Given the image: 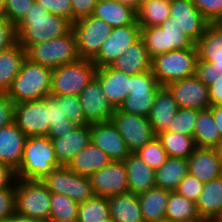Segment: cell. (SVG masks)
Listing matches in <instances>:
<instances>
[{"mask_svg":"<svg viewBox=\"0 0 222 222\" xmlns=\"http://www.w3.org/2000/svg\"><path fill=\"white\" fill-rule=\"evenodd\" d=\"M72 25L65 17L49 13L44 6L34 2L16 25L17 43L26 51L32 45L68 34Z\"/></svg>","mask_w":222,"mask_h":222,"instance_id":"6da1fadb","label":"cell"},{"mask_svg":"<svg viewBox=\"0 0 222 222\" xmlns=\"http://www.w3.org/2000/svg\"><path fill=\"white\" fill-rule=\"evenodd\" d=\"M52 69L28 59L6 92L14 104L42 100L50 96Z\"/></svg>","mask_w":222,"mask_h":222,"instance_id":"7a4b0ae2","label":"cell"},{"mask_svg":"<svg viewBox=\"0 0 222 222\" xmlns=\"http://www.w3.org/2000/svg\"><path fill=\"white\" fill-rule=\"evenodd\" d=\"M60 166L51 139L42 135L30 136L25 141L21 164L15 171V178L41 180Z\"/></svg>","mask_w":222,"mask_h":222,"instance_id":"3957f363","label":"cell"},{"mask_svg":"<svg viewBox=\"0 0 222 222\" xmlns=\"http://www.w3.org/2000/svg\"><path fill=\"white\" fill-rule=\"evenodd\" d=\"M196 47L171 50L152 58L151 71L157 82L165 87L175 81L196 75Z\"/></svg>","mask_w":222,"mask_h":222,"instance_id":"277c9868","label":"cell"},{"mask_svg":"<svg viewBox=\"0 0 222 222\" xmlns=\"http://www.w3.org/2000/svg\"><path fill=\"white\" fill-rule=\"evenodd\" d=\"M16 213L27 218L48 222L51 193L41 180L15 179Z\"/></svg>","mask_w":222,"mask_h":222,"instance_id":"5b68a950","label":"cell"},{"mask_svg":"<svg viewBox=\"0 0 222 222\" xmlns=\"http://www.w3.org/2000/svg\"><path fill=\"white\" fill-rule=\"evenodd\" d=\"M141 38L151 59L171 50L196 47L195 42L169 16L160 26L141 29Z\"/></svg>","mask_w":222,"mask_h":222,"instance_id":"8992f818","label":"cell"},{"mask_svg":"<svg viewBox=\"0 0 222 222\" xmlns=\"http://www.w3.org/2000/svg\"><path fill=\"white\" fill-rule=\"evenodd\" d=\"M26 57L51 69L78 61L80 57L73 30L64 36L30 46Z\"/></svg>","mask_w":222,"mask_h":222,"instance_id":"52a82bcc","label":"cell"},{"mask_svg":"<svg viewBox=\"0 0 222 222\" xmlns=\"http://www.w3.org/2000/svg\"><path fill=\"white\" fill-rule=\"evenodd\" d=\"M96 65L87 59L52 69L50 95H79L94 79Z\"/></svg>","mask_w":222,"mask_h":222,"instance_id":"ba28073f","label":"cell"},{"mask_svg":"<svg viewBox=\"0 0 222 222\" xmlns=\"http://www.w3.org/2000/svg\"><path fill=\"white\" fill-rule=\"evenodd\" d=\"M72 30L80 59L92 61L111 34L112 27L102 19L90 15L75 21Z\"/></svg>","mask_w":222,"mask_h":222,"instance_id":"9c48e42d","label":"cell"},{"mask_svg":"<svg viewBox=\"0 0 222 222\" xmlns=\"http://www.w3.org/2000/svg\"><path fill=\"white\" fill-rule=\"evenodd\" d=\"M161 87L152 71L131 75L130 93L118 109L124 113L148 117Z\"/></svg>","mask_w":222,"mask_h":222,"instance_id":"30bf717a","label":"cell"},{"mask_svg":"<svg viewBox=\"0 0 222 222\" xmlns=\"http://www.w3.org/2000/svg\"><path fill=\"white\" fill-rule=\"evenodd\" d=\"M112 123L120 132L131 153H135L156 137L149 118L145 116L124 113L116 108Z\"/></svg>","mask_w":222,"mask_h":222,"instance_id":"8fae6325","label":"cell"},{"mask_svg":"<svg viewBox=\"0 0 222 222\" xmlns=\"http://www.w3.org/2000/svg\"><path fill=\"white\" fill-rule=\"evenodd\" d=\"M14 123L30 136H47L50 128L48 97L15 104Z\"/></svg>","mask_w":222,"mask_h":222,"instance_id":"7c38bea8","label":"cell"},{"mask_svg":"<svg viewBox=\"0 0 222 222\" xmlns=\"http://www.w3.org/2000/svg\"><path fill=\"white\" fill-rule=\"evenodd\" d=\"M141 37L138 22L122 27L112 28L109 37L104 41L98 55L92 60L97 68L110 66L123 51Z\"/></svg>","mask_w":222,"mask_h":222,"instance_id":"4fadbf2b","label":"cell"},{"mask_svg":"<svg viewBox=\"0 0 222 222\" xmlns=\"http://www.w3.org/2000/svg\"><path fill=\"white\" fill-rule=\"evenodd\" d=\"M172 94L178 108L209 109L212 105L209 88L194 75L165 86Z\"/></svg>","mask_w":222,"mask_h":222,"instance_id":"5bb4252c","label":"cell"},{"mask_svg":"<svg viewBox=\"0 0 222 222\" xmlns=\"http://www.w3.org/2000/svg\"><path fill=\"white\" fill-rule=\"evenodd\" d=\"M78 96L88 124L112 121L115 108L108 101L100 82L95 77Z\"/></svg>","mask_w":222,"mask_h":222,"instance_id":"9a60e30c","label":"cell"},{"mask_svg":"<svg viewBox=\"0 0 222 222\" xmlns=\"http://www.w3.org/2000/svg\"><path fill=\"white\" fill-rule=\"evenodd\" d=\"M95 196L109 198L128 192L127 170L124 161H112L90 177Z\"/></svg>","mask_w":222,"mask_h":222,"instance_id":"2e32d148","label":"cell"},{"mask_svg":"<svg viewBox=\"0 0 222 222\" xmlns=\"http://www.w3.org/2000/svg\"><path fill=\"white\" fill-rule=\"evenodd\" d=\"M170 16L195 43L210 24L190 0H170Z\"/></svg>","mask_w":222,"mask_h":222,"instance_id":"e0dca14e","label":"cell"},{"mask_svg":"<svg viewBox=\"0 0 222 222\" xmlns=\"http://www.w3.org/2000/svg\"><path fill=\"white\" fill-rule=\"evenodd\" d=\"M91 142L102 149L112 161H125L131 153L112 121L91 124Z\"/></svg>","mask_w":222,"mask_h":222,"instance_id":"ac0fdd59","label":"cell"},{"mask_svg":"<svg viewBox=\"0 0 222 222\" xmlns=\"http://www.w3.org/2000/svg\"><path fill=\"white\" fill-rule=\"evenodd\" d=\"M95 78L100 82L108 101L115 109L119 108L130 93L131 75L106 66L97 68Z\"/></svg>","mask_w":222,"mask_h":222,"instance_id":"d6986e66","label":"cell"},{"mask_svg":"<svg viewBox=\"0 0 222 222\" xmlns=\"http://www.w3.org/2000/svg\"><path fill=\"white\" fill-rule=\"evenodd\" d=\"M58 163L67 166L91 142V125H78L71 133L51 140Z\"/></svg>","mask_w":222,"mask_h":222,"instance_id":"ffe728a7","label":"cell"},{"mask_svg":"<svg viewBox=\"0 0 222 222\" xmlns=\"http://www.w3.org/2000/svg\"><path fill=\"white\" fill-rule=\"evenodd\" d=\"M187 160L188 173L203 183L222 176V164L215 148L196 147Z\"/></svg>","mask_w":222,"mask_h":222,"instance_id":"44dd1931","label":"cell"},{"mask_svg":"<svg viewBox=\"0 0 222 222\" xmlns=\"http://www.w3.org/2000/svg\"><path fill=\"white\" fill-rule=\"evenodd\" d=\"M27 136L15 124L0 128V162L16 171L21 164Z\"/></svg>","mask_w":222,"mask_h":222,"instance_id":"7402d4cb","label":"cell"},{"mask_svg":"<svg viewBox=\"0 0 222 222\" xmlns=\"http://www.w3.org/2000/svg\"><path fill=\"white\" fill-rule=\"evenodd\" d=\"M152 59L143 39L140 37L110 65L113 69L128 75H138L151 71Z\"/></svg>","mask_w":222,"mask_h":222,"instance_id":"603a6c76","label":"cell"},{"mask_svg":"<svg viewBox=\"0 0 222 222\" xmlns=\"http://www.w3.org/2000/svg\"><path fill=\"white\" fill-rule=\"evenodd\" d=\"M178 106L166 87L156 93L154 103L148 116L155 135L167 131L176 115Z\"/></svg>","mask_w":222,"mask_h":222,"instance_id":"cb8c5ba5","label":"cell"},{"mask_svg":"<svg viewBox=\"0 0 222 222\" xmlns=\"http://www.w3.org/2000/svg\"><path fill=\"white\" fill-rule=\"evenodd\" d=\"M127 170L128 192L140 195L155 187V171L135 153L124 161Z\"/></svg>","mask_w":222,"mask_h":222,"instance_id":"d4e9b609","label":"cell"},{"mask_svg":"<svg viewBox=\"0 0 222 222\" xmlns=\"http://www.w3.org/2000/svg\"><path fill=\"white\" fill-rule=\"evenodd\" d=\"M111 222H144L138 195L131 192L108 198Z\"/></svg>","mask_w":222,"mask_h":222,"instance_id":"484cf974","label":"cell"},{"mask_svg":"<svg viewBox=\"0 0 222 222\" xmlns=\"http://www.w3.org/2000/svg\"><path fill=\"white\" fill-rule=\"evenodd\" d=\"M93 15L112 28L134 24L137 21V11L118 0L98 1Z\"/></svg>","mask_w":222,"mask_h":222,"instance_id":"4316f807","label":"cell"},{"mask_svg":"<svg viewBox=\"0 0 222 222\" xmlns=\"http://www.w3.org/2000/svg\"><path fill=\"white\" fill-rule=\"evenodd\" d=\"M112 160L92 142L75 155L67 167L76 174L90 177L94 172L109 165Z\"/></svg>","mask_w":222,"mask_h":222,"instance_id":"83f0119b","label":"cell"},{"mask_svg":"<svg viewBox=\"0 0 222 222\" xmlns=\"http://www.w3.org/2000/svg\"><path fill=\"white\" fill-rule=\"evenodd\" d=\"M196 209L203 222L222 214V176L204 183Z\"/></svg>","mask_w":222,"mask_h":222,"instance_id":"f1b7e54d","label":"cell"},{"mask_svg":"<svg viewBox=\"0 0 222 222\" xmlns=\"http://www.w3.org/2000/svg\"><path fill=\"white\" fill-rule=\"evenodd\" d=\"M195 46L198 61L222 64V27L217 23H210Z\"/></svg>","mask_w":222,"mask_h":222,"instance_id":"f546056e","label":"cell"},{"mask_svg":"<svg viewBox=\"0 0 222 222\" xmlns=\"http://www.w3.org/2000/svg\"><path fill=\"white\" fill-rule=\"evenodd\" d=\"M170 192L155 186L138 195L144 222H157L166 219L165 213Z\"/></svg>","mask_w":222,"mask_h":222,"instance_id":"4dcf8cb0","label":"cell"},{"mask_svg":"<svg viewBox=\"0 0 222 222\" xmlns=\"http://www.w3.org/2000/svg\"><path fill=\"white\" fill-rule=\"evenodd\" d=\"M26 51L18 43L0 52V93H6L21 69Z\"/></svg>","mask_w":222,"mask_h":222,"instance_id":"1f68e13d","label":"cell"},{"mask_svg":"<svg viewBox=\"0 0 222 222\" xmlns=\"http://www.w3.org/2000/svg\"><path fill=\"white\" fill-rule=\"evenodd\" d=\"M187 174V159L169 157L160 168L155 170V186L169 191H175Z\"/></svg>","mask_w":222,"mask_h":222,"instance_id":"d6a6232c","label":"cell"},{"mask_svg":"<svg viewBox=\"0 0 222 222\" xmlns=\"http://www.w3.org/2000/svg\"><path fill=\"white\" fill-rule=\"evenodd\" d=\"M193 139L196 147L202 148H215L221 140L210 109L200 110L198 112V118L193 131Z\"/></svg>","mask_w":222,"mask_h":222,"instance_id":"836d02e7","label":"cell"},{"mask_svg":"<svg viewBox=\"0 0 222 222\" xmlns=\"http://www.w3.org/2000/svg\"><path fill=\"white\" fill-rule=\"evenodd\" d=\"M165 217L173 222H203L198 215L196 203L175 191L170 192Z\"/></svg>","mask_w":222,"mask_h":222,"instance_id":"e575fe53","label":"cell"},{"mask_svg":"<svg viewBox=\"0 0 222 222\" xmlns=\"http://www.w3.org/2000/svg\"><path fill=\"white\" fill-rule=\"evenodd\" d=\"M156 137L168 157L188 159L196 148L193 136L164 131Z\"/></svg>","mask_w":222,"mask_h":222,"instance_id":"d590c367","label":"cell"},{"mask_svg":"<svg viewBox=\"0 0 222 222\" xmlns=\"http://www.w3.org/2000/svg\"><path fill=\"white\" fill-rule=\"evenodd\" d=\"M170 16V0H154L142 3L137 11L140 28L160 26Z\"/></svg>","mask_w":222,"mask_h":222,"instance_id":"8d00e7d4","label":"cell"},{"mask_svg":"<svg viewBox=\"0 0 222 222\" xmlns=\"http://www.w3.org/2000/svg\"><path fill=\"white\" fill-rule=\"evenodd\" d=\"M77 220L79 222H111L108 198L94 196L79 203Z\"/></svg>","mask_w":222,"mask_h":222,"instance_id":"74e56055","label":"cell"},{"mask_svg":"<svg viewBox=\"0 0 222 222\" xmlns=\"http://www.w3.org/2000/svg\"><path fill=\"white\" fill-rule=\"evenodd\" d=\"M79 203L65 195L51 194L49 220H76Z\"/></svg>","mask_w":222,"mask_h":222,"instance_id":"f35d334b","label":"cell"},{"mask_svg":"<svg viewBox=\"0 0 222 222\" xmlns=\"http://www.w3.org/2000/svg\"><path fill=\"white\" fill-rule=\"evenodd\" d=\"M49 192L65 195L69 198L70 169L67 166L57 167L41 179Z\"/></svg>","mask_w":222,"mask_h":222,"instance_id":"ab89813d","label":"cell"},{"mask_svg":"<svg viewBox=\"0 0 222 222\" xmlns=\"http://www.w3.org/2000/svg\"><path fill=\"white\" fill-rule=\"evenodd\" d=\"M135 154L154 171L160 168L169 158L157 137L140 147Z\"/></svg>","mask_w":222,"mask_h":222,"instance_id":"60d3db41","label":"cell"},{"mask_svg":"<svg viewBox=\"0 0 222 222\" xmlns=\"http://www.w3.org/2000/svg\"><path fill=\"white\" fill-rule=\"evenodd\" d=\"M200 110L194 108H178L167 132L193 136L195 122Z\"/></svg>","mask_w":222,"mask_h":222,"instance_id":"b9f144b4","label":"cell"},{"mask_svg":"<svg viewBox=\"0 0 222 222\" xmlns=\"http://www.w3.org/2000/svg\"><path fill=\"white\" fill-rule=\"evenodd\" d=\"M95 196L88 176L76 174L70 170L69 198L81 203Z\"/></svg>","mask_w":222,"mask_h":222,"instance_id":"7bdbcfd3","label":"cell"},{"mask_svg":"<svg viewBox=\"0 0 222 222\" xmlns=\"http://www.w3.org/2000/svg\"><path fill=\"white\" fill-rule=\"evenodd\" d=\"M62 106L66 117L78 125L88 124L82 111L78 95H52Z\"/></svg>","mask_w":222,"mask_h":222,"instance_id":"ee69618b","label":"cell"},{"mask_svg":"<svg viewBox=\"0 0 222 222\" xmlns=\"http://www.w3.org/2000/svg\"><path fill=\"white\" fill-rule=\"evenodd\" d=\"M35 0H5L6 18L17 25L32 7Z\"/></svg>","mask_w":222,"mask_h":222,"instance_id":"f6af8a7d","label":"cell"},{"mask_svg":"<svg viewBox=\"0 0 222 222\" xmlns=\"http://www.w3.org/2000/svg\"><path fill=\"white\" fill-rule=\"evenodd\" d=\"M15 181L7 188L0 190V222H5L16 213Z\"/></svg>","mask_w":222,"mask_h":222,"instance_id":"bcb514c9","label":"cell"},{"mask_svg":"<svg viewBox=\"0 0 222 222\" xmlns=\"http://www.w3.org/2000/svg\"><path fill=\"white\" fill-rule=\"evenodd\" d=\"M203 187V182L197 180L193 175L188 173L179 183L175 192L196 203Z\"/></svg>","mask_w":222,"mask_h":222,"instance_id":"7dc6e473","label":"cell"},{"mask_svg":"<svg viewBox=\"0 0 222 222\" xmlns=\"http://www.w3.org/2000/svg\"><path fill=\"white\" fill-rule=\"evenodd\" d=\"M196 76L205 86H211L217 78L222 76V64H213L211 62L197 61Z\"/></svg>","mask_w":222,"mask_h":222,"instance_id":"c3c4849f","label":"cell"},{"mask_svg":"<svg viewBox=\"0 0 222 222\" xmlns=\"http://www.w3.org/2000/svg\"><path fill=\"white\" fill-rule=\"evenodd\" d=\"M190 1L210 23H217L222 18V0Z\"/></svg>","mask_w":222,"mask_h":222,"instance_id":"681fc988","label":"cell"},{"mask_svg":"<svg viewBox=\"0 0 222 222\" xmlns=\"http://www.w3.org/2000/svg\"><path fill=\"white\" fill-rule=\"evenodd\" d=\"M17 43L16 25L6 17L0 18V52L11 48Z\"/></svg>","mask_w":222,"mask_h":222,"instance_id":"f907efd6","label":"cell"},{"mask_svg":"<svg viewBox=\"0 0 222 222\" xmlns=\"http://www.w3.org/2000/svg\"><path fill=\"white\" fill-rule=\"evenodd\" d=\"M52 14L65 17L72 22L71 0H35Z\"/></svg>","mask_w":222,"mask_h":222,"instance_id":"816d5d0a","label":"cell"},{"mask_svg":"<svg viewBox=\"0 0 222 222\" xmlns=\"http://www.w3.org/2000/svg\"><path fill=\"white\" fill-rule=\"evenodd\" d=\"M98 0H71L72 23L93 15Z\"/></svg>","mask_w":222,"mask_h":222,"instance_id":"f5cc1de1","label":"cell"},{"mask_svg":"<svg viewBox=\"0 0 222 222\" xmlns=\"http://www.w3.org/2000/svg\"><path fill=\"white\" fill-rule=\"evenodd\" d=\"M14 106L7 93H0V128L14 123Z\"/></svg>","mask_w":222,"mask_h":222,"instance_id":"db71d44e","label":"cell"},{"mask_svg":"<svg viewBox=\"0 0 222 222\" xmlns=\"http://www.w3.org/2000/svg\"><path fill=\"white\" fill-rule=\"evenodd\" d=\"M48 109L51 124L68 123V118L62 110V106H59V102L52 96H48Z\"/></svg>","mask_w":222,"mask_h":222,"instance_id":"11a10c76","label":"cell"},{"mask_svg":"<svg viewBox=\"0 0 222 222\" xmlns=\"http://www.w3.org/2000/svg\"><path fill=\"white\" fill-rule=\"evenodd\" d=\"M78 124L68 119V123L51 124L47 136L53 140L71 133Z\"/></svg>","mask_w":222,"mask_h":222,"instance_id":"9f6ffc18","label":"cell"},{"mask_svg":"<svg viewBox=\"0 0 222 222\" xmlns=\"http://www.w3.org/2000/svg\"><path fill=\"white\" fill-rule=\"evenodd\" d=\"M208 88L211 105H222V76L218 77L217 81Z\"/></svg>","mask_w":222,"mask_h":222,"instance_id":"6f0895ef","label":"cell"},{"mask_svg":"<svg viewBox=\"0 0 222 222\" xmlns=\"http://www.w3.org/2000/svg\"><path fill=\"white\" fill-rule=\"evenodd\" d=\"M15 179V171L0 162V190L9 187Z\"/></svg>","mask_w":222,"mask_h":222,"instance_id":"680465c9","label":"cell"},{"mask_svg":"<svg viewBox=\"0 0 222 222\" xmlns=\"http://www.w3.org/2000/svg\"><path fill=\"white\" fill-rule=\"evenodd\" d=\"M212 111L217 129L222 139V105H215L209 108Z\"/></svg>","mask_w":222,"mask_h":222,"instance_id":"91938a15","label":"cell"},{"mask_svg":"<svg viewBox=\"0 0 222 222\" xmlns=\"http://www.w3.org/2000/svg\"><path fill=\"white\" fill-rule=\"evenodd\" d=\"M5 222H41V221L27 218V217H24L22 215L15 213L11 217H9Z\"/></svg>","mask_w":222,"mask_h":222,"instance_id":"94428289","label":"cell"},{"mask_svg":"<svg viewBox=\"0 0 222 222\" xmlns=\"http://www.w3.org/2000/svg\"><path fill=\"white\" fill-rule=\"evenodd\" d=\"M118 1L124 5L134 8L136 11H138L140 7L139 0H118Z\"/></svg>","mask_w":222,"mask_h":222,"instance_id":"6125c7cd","label":"cell"},{"mask_svg":"<svg viewBox=\"0 0 222 222\" xmlns=\"http://www.w3.org/2000/svg\"><path fill=\"white\" fill-rule=\"evenodd\" d=\"M215 150H216L217 156L222 164V139L219 141V143L215 147Z\"/></svg>","mask_w":222,"mask_h":222,"instance_id":"be15d7a7","label":"cell"},{"mask_svg":"<svg viewBox=\"0 0 222 222\" xmlns=\"http://www.w3.org/2000/svg\"><path fill=\"white\" fill-rule=\"evenodd\" d=\"M6 17L5 15V0H0V18Z\"/></svg>","mask_w":222,"mask_h":222,"instance_id":"e7e4bbea","label":"cell"},{"mask_svg":"<svg viewBox=\"0 0 222 222\" xmlns=\"http://www.w3.org/2000/svg\"><path fill=\"white\" fill-rule=\"evenodd\" d=\"M208 222H222V214L212 217Z\"/></svg>","mask_w":222,"mask_h":222,"instance_id":"03108f58","label":"cell"},{"mask_svg":"<svg viewBox=\"0 0 222 222\" xmlns=\"http://www.w3.org/2000/svg\"><path fill=\"white\" fill-rule=\"evenodd\" d=\"M48 222H79L76 220H49Z\"/></svg>","mask_w":222,"mask_h":222,"instance_id":"003e7915","label":"cell"},{"mask_svg":"<svg viewBox=\"0 0 222 222\" xmlns=\"http://www.w3.org/2000/svg\"><path fill=\"white\" fill-rule=\"evenodd\" d=\"M150 1H154V0H139V4L141 5L142 3H147V2H150Z\"/></svg>","mask_w":222,"mask_h":222,"instance_id":"a7ac6f4b","label":"cell"},{"mask_svg":"<svg viewBox=\"0 0 222 222\" xmlns=\"http://www.w3.org/2000/svg\"><path fill=\"white\" fill-rule=\"evenodd\" d=\"M157 222H173V221L168 220V219H163V220H160V221H157Z\"/></svg>","mask_w":222,"mask_h":222,"instance_id":"89a4df30","label":"cell"},{"mask_svg":"<svg viewBox=\"0 0 222 222\" xmlns=\"http://www.w3.org/2000/svg\"><path fill=\"white\" fill-rule=\"evenodd\" d=\"M222 27V18L217 22Z\"/></svg>","mask_w":222,"mask_h":222,"instance_id":"2644e50d","label":"cell"}]
</instances>
